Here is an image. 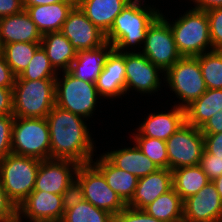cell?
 Listing matches in <instances>:
<instances>
[{
    "label": "cell",
    "instance_id": "obj_25",
    "mask_svg": "<svg viewBox=\"0 0 222 222\" xmlns=\"http://www.w3.org/2000/svg\"><path fill=\"white\" fill-rule=\"evenodd\" d=\"M76 2H59L30 6L26 9L41 34L61 31L69 12Z\"/></svg>",
    "mask_w": 222,
    "mask_h": 222
},
{
    "label": "cell",
    "instance_id": "obj_43",
    "mask_svg": "<svg viewBox=\"0 0 222 222\" xmlns=\"http://www.w3.org/2000/svg\"><path fill=\"white\" fill-rule=\"evenodd\" d=\"M202 134L222 133V109L212 115L200 128Z\"/></svg>",
    "mask_w": 222,
    "mask_h": 222
},
{
    "label": "cell",
    "instance_id": "obj_21",
    "mask_svg": "<svg viewBox=\"0 0 222 222\" xmlns=\"http://www.w3.org/2000/svg\"><path fill=\"white\" fill-rule=\"evenodd\" d=\"M133 145V147L111 150L110 152L103 153V155L114 166L133 174L137 178L156 172L159 167L144 155L135 143Z\"/></svg>",
    "mask_w": 222,
    "mask_h": 222
},
{
    "label": "cell",
    "instance_id": "obj_34",
    "mask_svg": "<svg viewBox=\"0 0 222 222\" xmlns=\"http://www.w3.org/2000/svg\"><path fill=\"white\" fill-rule=\"evenodd\" d=\"M133 142L159 168H168L166 141L142 136L138 131L133 132Z\"/></svg>",
    "mask_w": 222,
    "mask_h": 222
},
{
    "label": "cell",
    "instance_id": "obj_35",
    "mask_svg": "<svg viewBox=\"0 0 222 222\" xmlns=\"http://www.w3.org/2000/svg\"><path fill=\"white\" fill-rule=\"evenodd\" d=\"M209 20L210 41L215 51H222V8L206 11Z\"/></svg>",
    "mask_w": 222,
    "mask_h": 222
},
{
    "label": "cell",
    "instance_id": "obj_3",
    "mask_svg": "<svg viewBox=\"0 0 222 222\" xmlns=\"http://www.w3.org/2000/svg\"><path fill=\"white\" fill-rule=\"evenodd\" d=\"M160 15L169 23L177 50L182 57H197L213 51L206 11L188 9L172 23L163 13Z\"/></svg>",
    "mask_w": 222,
    "mask_h": 222
},
{
    "label": "cell",
    "instance_id": "obj_7",
    "mask_svg": "<svg viewBox=\"0 0 222 222\" xmlns=\"http://www.w3.org/2000/svg\"><path fill=\"white\" fill-rule=\"evenodd\" d=\"M62 79H55V105L66 111L90 119L101 96L95 83L73 76L69 71L62 72Z\"/></svg>",
    "mask_w": 222,
    "mask_h": 222
},
{
    "label": "cell",
    "instance_id": "obj_9",
    "mask_svg": "<svg viewBox=\"0 0 222 222\" xmlns=\"http://www.w3.org/2000/svg\"><path fill=\"white\" fill-rule=\"evenodd\" d=\"M141 54L164 73L182 56L179 54L169 23L159 15L148 27Z\"/></svg>",
    "mask_w": 222,
    "mask_h": 222
},
{
    "label": "cell",
    "instance_id": "obj_23",
    "mask_svg": "<svg viewBox=\"0 0 222 222\" xmlns=\"http://www.w3.org/2000/svg\"><path fill=\"white\" fill-rule=\"evenodd\" d=\"M91 163L103 174L107 184L127 205L134 196L138 179L133 174L114 166L103 154Z\"/></svg>",
    "mask_w": 222,
    "mask_h": 222
},
{
    "label": "cell",
    "instance_id": "obj_20",
    "mask_svg": "<svg viewBox=\"0 0 222 222\" xmlns=\"http://www.w3.org/2000/svg\"><path fill=\"white\" fill-rule=\"evenodd\" d=\"M42 36L25 9L0 18V38L3 46L14 42H41Z\"/></svg>",
    "mask_w": 222,
    "mask_h": 222
},
{
    "label": "cell",
    "instance_id": "obj_46",
    "mask_svg": "<svg viewBox=\"0 0 222 222\" xmlns=\"http://www.w3.org/2000/svg\"><path fill=\"white\" fill-rule=\"evenodd\" d=\"M196 10L208 11L214 8H222V0H191Z\"/></svg>",
    "mask_w": 222,
    "mask_h": 222
},
{
    "label": "cell",
    "instance_id": "obj_28",
    "mask_svg": "<svg viewBox=\"0 0 222 222\" xmlns=\"http://www.w3.org/2000/svg\"><path fill=\"white\" fill-rule=\"evenodd\" d=\"M208 182L209 179L199 164L172 170L173 189L183 201L196 195Z\"/></svg>",
    "mask_w": 222,
    "mask_h": 222
},
{
    "label": "cell",
    "instance_id": "obj_47",
    "mask_svg": "<svg viewBox=\"0 0 222 222\" xmlns=\"http://www.w3.org/2000/svg\"><path fill=\"white\" fill-rule=\"evenodd\" d=\"M59 2H76V0H23L24 9L26 10L30 6L55 4Z\"/></svg>",
    "mask_w": 222,
    "mask_h": 222
},
{
    "label": "cell",
    "instance_id": "obj_17",
    "mask_svg": "<svg viewBox=\"0 0 222 222\" xmlns=\"http://www.w3.org/2000/svg\"><path fill=\"white\" fill-rule=\"evenodd\" d=\"M95 85L99 95L105 99L113 100L126 94L125 52L113 49L107 55L104 68L97 77Z\"/></svg>",
    "mask_w": 222,
    "mask_h": 222
},
{
    "label": "cell",
    "instance_id": "obj_39",
    "mask_svg": "<svg viewBox=\"0 0 222 222\" xmlns=\"http://www.w3.org/2000/svg\"><path fill=\"white\" fill-rule=\"evenodd\" d=\"M114 222H163L148 215L144 210H138L126 206L114 216Z\"/></svg>",
    "mask_w": 222,
    "mask_h": 222
},
{
    "label": "cell",
    "instance_id": "obj_13",
    "mask_svg": "<svg viewBox=\"0 0 222 222\" xmlns=\"http://www.w3.org/2000/svg\"><path fill=\"white\" fill-rule=\"evenodd\" d=\"M61 32L77 52L95 49L106 43L105 33L86 17L77 4L69 12Z\"/></svg>",
    "mask_w": 222,
    "mask_h": 222
},
{
    "label": "cell",
    "instance_id": "obj_41",
    "mask_svg": "<svg viewBox=\"0 0 222 222\" xmlns=\"http://www.w3.org/2000/svg\"><path fill=\"white\" fill-rule=\"evenodd\" d=\"M204 152L222 158V133L203 134Z\"/></svg>",
    "mask_w": 222,
    "mask_h": 222
},
{
    "label": "cell",
    "instance_id": "obj_45",
    "mask_svg": "<svg viewBox=\"0 0 222 222\" xmlns=\"http://www.w3.org/2000/svg\"><path fill=\"white\" fill-rule=\"evenodd\" d=\"M23 10V0H0V18L17 14Z\"/></svg>",
    "mask_w": 222,
    "mask_h": 222
},
{
    "label": "cell",
    "instance_id": "obj_38",
    "mask_svg": "<svg viewBox=\"0 0 222 222\" xmlns=\"http://www.w3.org/2000/svg\"><path fill=\"white\" fill-rule=\"evenodd\" d=\"M209 181H214L222 175V158L203 152L199 163Z\"/></svg>",
    "mask_w": 222,
    "mask_h": 222
},
{
    "label": "cell",
    "instance_id": "obj_36",
    "mask_svg": "<svg viewBox=\"0 0 222 222\" xmlns=\"http://www.w3.org/2000/svg\"><path fill=\"white\" fill-rule=\"evenodd\" d=\"M13 122V115L0 116V160L12 153L11 142Z\"/></svg>",
    "mask_w": 222,
    "mask_h": 222
},
{
    "label": "cell",
    "instance_id": "obj_10",
    "mask_svg": "<svg viewBox=\"0 0 222 222\" xmlns=\"http://www.w3.org/2000/svg\"><path fill=\"white\" fill-rule=\"evenodd\" d=\"M168 169L198 165L204 152V136L200 128L185 122L166 140Z\"/></svg>",
    "mask_w": 222,
    "mask_h": 222
},
{
    "label": "cell",
    "instance_id": "obj_42",
    "mask_svg": "<svg viewBox=\"0 0 222 222\" xmlns=\"http://www.w3.org/2000/svg\"><path fill=\"white\" fill-rule=\"evenodd\" d=\"M13 115V88L0 87V116Z\"/></svg>",
    "mask_w": 222,
    "mask_h": 222
},
{
    "label": "cell",
    "instance_id": "obj_32",
    "mask_svg": "<svg viewBox=\"0 0 222 222\" xmlns=\"http://www.w3.org/2000/svg\"><path fill=\"white\" fill-rule=\"evenodd\" d=\"M207 89H222V51L197 56Z\"/></svg>",
    "mask_w": 222,
    "mask_h": 222
},
{
    "label": "cell",
    "instance_id": "obj_49",
    "mask_svg": "<svg viewBox=\"0 0 222 222\" xmlns=\"http://www.w3.org/2000/svg\"><path fill=\"white\" fill-rule=\"evenodd\" d=\"M2 47H3V45H2L1 38H0V54H1V51H2Z\"/></svg>",
    "mask_w": 222,
    "mask_h": 222
},
{
    "label": "cell",
    "instance_id": "obj_6",
    "mask_svg": "<svg viewBox=\"0 0 222 222\" xmlns=\"http://www.w3.org/2000/svg\"><path fill=\"white\" fill-rule=\"evenodd\" d=\"M11 149L16 155L50 159V133L46 118L14 117Z\"/></svg>",
    "mask_w": 222,
    "mask_h": 222
},
{
    "label": "cell",
    "instance_id": "obj_12",
    "mask_svg": "<svg viewBox=\"0 0 222 222\" xmlns=\"http://www.w3.org/2000/svg\"><path fill=\"white\" fill-rule=\"evenodd\" d=\"M161 73L163 76L164 72L140 52H125L126 94L130 89L145 95L158 92Z\"/></svg>",
    "mask_w": 222,
    "mask_h": 222
},
{
    "label": "cell",
    "instance_id": "obj_24",
    "mask_svg": "<svg viewBox=\"0 0 222 222\" xmlns=\"http://www.w3.org/2000/svg\"><path fill=\"white\" fill-rule=\"evenodd\" d=\"M132 0H76L86 17L105 34L110 30L116 16Z\"/></svg>",
    "mask_w": 222,
    "mask_h": 222
},
{
    "label": "cell",
    "instance_id": "obj_48",
    "mask_svg": "<svg viewBox=\"0 0 222 222\" xmlns=\"http://www.w3.org/2000/svg\"><path fill=\"white\" fill-rule=\"evenodd\" d=\"M212 182L214 183V185L217 189V192L219 193L220 198L222 200V175Z\"/></svg>",
    "mask_w": 222,
    "mask_h": 222
},
{
    "label": "cell",
    "instance_id": "obj_40",
    "mask_svg": "<svg viewBox=\"0 0 222 222\" xmlns=\"http://www.w3.org/2000/svg\"><path fill=\"white\" fill-rule=\"evenodd\" d=\"M17 207L8 198L0 181V222H16Z\"/></svg>",
    "mask_w": 222,
    "mask_h": 222
},
{
    "label": "cell",
    "instance_id": "obj_8",
    "mask_svg": "<svg viewBox=\"0 0 222 222\" xmlns=\"http://www.w3.org/2000/svg\"><path fill=\"white\" fill-rule=\"evenodd\" d=\"M163 79L181 100L175 105L184 109L207 90L197 57H181L164 73Z\"/></svg>",
    "mask_w": 222,
    "mask_h": 222
},
{
    "label": "cell",
    "instance_id": "obj_1",
    "mask_svg": "<svg viewBox=\"0 0 222 222\" xmlns=\"http://www.w3.org/2000/svg\"><path fill=\"white\" fill-rule=\"evenodd\" d=\"M51 158L75 161L79 165L94 158V141L84 117L54 106L47 115Z\"/></svg>",
    "mask_w": 222,
    "mask_h": 222
},
{
    "label": "cell",
    "instance_id": "obj_31",
    "mask_svg": "<svg viewBox=\"0 0 222 222\" xmlns=\"http://www.w3.org/2000/svg\"><path fill=\"white\" fill-rule=\"evenodd\" d=\"M58 73L47 57L46 51L40 46L30 60L27 68L15 80L56 79L60 75Z\"/></svg>",
    "mask_w": 222,
    "mask_h": 222
},
{
    "label": "cell",
    "instance_id": "obj_16",
    "mask_svg": "<svg viewBox=\"0 0 222 222\" xmlns=\"http://www.w3.org/2000/svg\"><path fill=\"white\" fill-rule=\"evenodd\" d=\"M79 164L67 159L41 160L34 190L62 194L76 178Z\"/></svg>",
    "mask_w": 222,
    "mask_h": 222
},
{
    "label": "cell",
    "instance_id": "obj_11",
    "mask_svg": "<svg viewBox=\"0 0 222 222\" xmlns=\"http://www.w3.org/2000/svg\"><path fill=\"white\" fill-rule=\"evenodd\" d=\"M76 179L83 187L84 200L95 207L115 216L127 206L91 162L79 165Z\"/></svg>",
    "mask_w": 222,
    "mask_h": 222
},
{
    "label": "cell",
    "instance_id": "obj_29",
    "mask_svg": "<svg viewBox=\"0 0 222 222\" xmlns=\"http://www.w3.org/2000/svg\"><path fill=\"white\" fill-rule=\"evenodd\" d=\"M143 210L163 222H183V200L173 188L158 196Z\"/></svg>",
    "mask_w": 222,
    "mask_h": 222
},
{
    "label": "cell",
    "instance_id": "obj_30",
    "mask_svg": "<svg viewBox=\"0 0 222 222\" xmlns=\"http://www.w3.org/2000/svg\"><path fill=\"white\" fill-rule=\"evenodd\" d=\"M41 42H14L2 47L1 55L17 77L27 68Z\"/></svg>",
    "mask_w": 222,
    "mask_h": 222
},
{
    "label": "cell",
    "instance_id": "obj_4",
    "mask_svg": "<svg viewBox=\"0 0 222 222\" xmlns=\"http://www.w3.org/2000/svg\"><path fill=\"white\" fill-rule=\"evenodd\" d=\"M55 106V79L15 80L13 116L46 118Z\"/></svg>",
    "mask_w": 222,
    "mask_h": 222
},
{
    "label": "cell",
    "instance_id": "obj_33",
    "mask_svg": "<svg viewBox=\"0 0 222 222\" xmlns=\"http://www.w3.org/2000/svg\"><path fill=\"white\" fill-rule=\"evenodd\" d=\"M61 222H114V215L83 200L66 210Z\"/></svg>",
    "mask_w": 222,
    "mask_h": 222
},
{
    "label": "cell",
    "instance_id": "obj_15",
    "mask_svg": "<svg viewBox=\"0 0 222 222\" xmlns=\"http://www.w3.org/2000/svg\"><path fill=\"white\" fill-rule=\"evenodd\" d=\"M222 200L212 181L183 201V222H221Z\"/></svg>",
    "mask_w": 222,
    "mask_h": 222
},
{
    "label": "cell",
    "instance_id": "obj_37",
    "mask_svg": "<svg viewBox=\"0 0 222 222\" xmlns=\"http://www.w3.org/2000/svg\"><path fill=\"white\" fill-rule=\"evenodd\" d=\"M84 200L83 187L75 178L62 193L64 211L69 210Z\"/></svg>",
    "mask_w": 222,
    "mask_h": 222
},
{
    "label": "cell",
    "instance_id": "obj_2",
    "mask_svg": "<svg viewBox=\"0 0 222 222\" xmlns=\"http://www.w3.org/2000/svg\"><path fill=\"white\" fill-rule=\"evenodd\" d=\"M143 2L145 0H132L128 3L105 34L106 42L117 52H136L132 48L131 51L128 50L130 46L136 48L138 44L142 48L148 27L161 14L159 9L146 6Z\"/></svg>",
    "mask_w": 222,
    "mask_h": 222
},
{
    "label": "cell",
    "instance_id": "obj_22",
    "mask_svg": "<svg viewBox=\"0 0 222 222\" xmlns=\"http://www.w3.org/2000/svg\"><path fill=\"white\" fill-rule=\"evenodd\" d=\"M112 50L113 47L106 42L98 48L77 52L69 72L78 79L96 83L97 77L104 68L107 55Z\"/></svg>",
    "mask_w": 222,
    "mask_h": 222
},
{
    "label": "cell",
    "instance_id": "obj_44",
    "mask_svg": "<svg viewBox=\"0 0 222 222\" xmlns=\"http://www.w3.org/2000/svg\"><path fill=\"white\" fill-rule=\"evenodd\" d=\"M16 76L0 54V87L13 88Z\"/></svg>",
    "mask_w": 222,
    "mask_h": 222
},
{
    "label": "cell",
    "instance_id": "obj_27",
    "mask_svg": "<svg viewBox=\"0 0 222 222\" xmlns=\"http://www.w3.org/2000/svg\"><path fill=\"white\" fill-rule=\"evenodd\" d=\"M222 109V89H207L185 108L186 122L201 128L209 118Z\"/></svg>",
    "mask_w": 222,
    "mask_h": 222
},
{
    "label": "cell",
    "instance_id": "obj_14",
    "mask_svg": "<svg viewBox=\"0 0 222 222\" xmlns=\"http://www.w3.org/2000/svg\"><path fill=\"white\" fill-rule=\"evenodd\" d=\"M64 213L62 194L39 190H33L17 208V218L29 222H61Z\"/></svg>",
    "mask_w": 222,
    "mask_h": 222
},
{
    "label": "cell",
    "instance_id": "obj_26",
    "mask_svg": "<svg viewBox=\"0 0 222 222\" xmlns=\"http://www.w3.org/2000/svg\"><path fill=\"white\" fill-rule=\"evenodd\" d=\"M41 46L46 51L52 66L58 72L69 71L77 51L61 31L43 34Z\"/></svg>",
    "mask_w": 222,
    "mask_h": 222
},
{
    "label": "cell",
    "instance_id": "obj_5",
    "mask_svg": "<svg viewBox=\"0 0 222 222\" xmlns=\"http://www.w3.org/2000/svg\"><path fill=\"white\" fill-rule=\"evenodd\" d=\"M41 160L8 154L0 160V181L8 198L18 206L34 190Z\"/></svg>",
    "mask_w": 222,
    "mask_h": 222
},
{
    "label": "cell",
    "instance_id": "obj_18",
    "mask_svg": "<svg viewBox=\"0 0 222 222\" xmlns=\"http://www.w3.org/2000/svg\"><path fill=\"white\" fill-rule=\"evenodd\" d=\"M172 188V170L159 168L156 172L138 179L134 196L127 206L143 210L158 196L167 193Z\"/></svg>",
    "mask_w": 222,
    "mask_h": 222
},
{
    "label": "cell",
    "instance_id": "obj_19",
    "mask_svg": "<svg viewBox=\"0 0 222 222\" xmlns=\"http://www.w3.org/2000/svg\"><path fill=\"white\" fill-rule=\"evenodd\" d=\"M171 109L167 113H150L136 131L142 136L166 141L186 122L184 108L172 105Z\"/></svg>",
    "mask_w": 222,
    "mask_h": 222
}]
</instances>
